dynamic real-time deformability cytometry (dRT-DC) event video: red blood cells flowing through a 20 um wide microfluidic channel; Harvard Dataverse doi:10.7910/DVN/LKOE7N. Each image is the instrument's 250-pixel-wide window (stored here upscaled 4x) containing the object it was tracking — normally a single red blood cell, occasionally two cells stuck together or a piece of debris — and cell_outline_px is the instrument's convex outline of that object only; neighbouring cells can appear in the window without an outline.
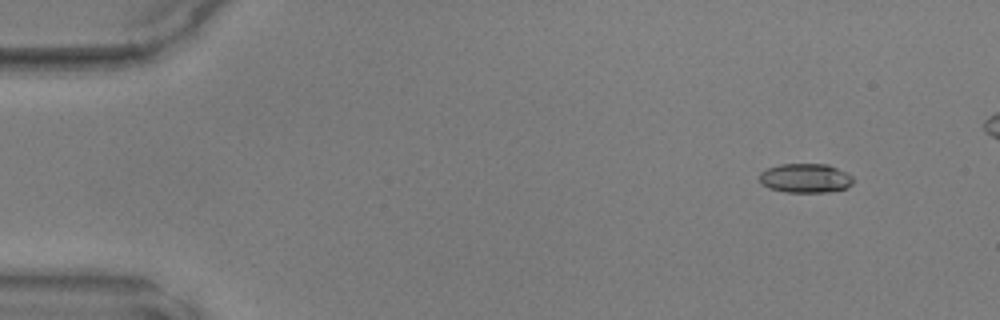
{"species": "common noctule bat (a hibernating species)", "species_latin": "Nyctalus noctula", "temperature_condition": "warm", "stored_images_in_passage": 42, "camera_frame_rate_fps": 3000, "um_per_image_px": 0.085, "animal": {"sex": "male", "body_mass_g": 17.9, "forearm_length_mm": 54.2}, "frame": {"image": 1, "passage_image": 1, "time_ms": 0.0, "image_size_px": [1000, 320], "cell_outline_px": [[852, 184], [848, 188], [828, 192], [784, 192], [768, 188], [760, 184], [760, 172], [768, 168], [780, 164], [828, 164], [852, 176]], "centroid_in_image_um": [68.43, 15.15], "position_along_channel_um": 16.6, "area_um2": 16.01}}
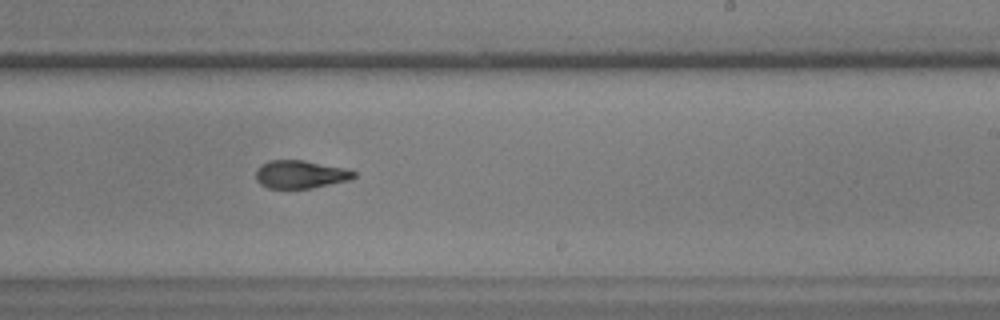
{"frame": {"image": 2, "passage_image": 26, "time_ms": 8.333, "image_size_px": [1000, 320], "cell_outline_px": [[356, 176], [352, 180], [312, 188], [268, 188], [260, 184], [256, 180], [256, 172], [268, 160], [304, 160], [348, 168], [356, 172]], "centroid_in_image_um": [25.61, 14.82], "position_along_channel_um": 263.4, "area_um2": 16.13}}
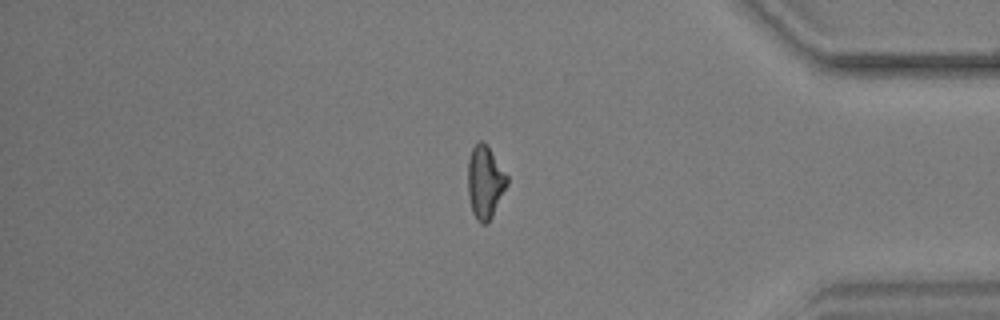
{"frame": {"image": 3, "passage_image": 37, "time_ms": 12.0, "image_size_px": [1000, 320], "cell_outline_px": [[508, 184], [488, 224], [480, 224], [476, 220], [472, 212], [468, 196], [468, 160], [472, 148], [480, 140], [488, 148], [508, 176]], "centroid_in_image_um": [41.21, 15.54], "position_along_channel_um": 394.0, "area_um2": 16.47}}